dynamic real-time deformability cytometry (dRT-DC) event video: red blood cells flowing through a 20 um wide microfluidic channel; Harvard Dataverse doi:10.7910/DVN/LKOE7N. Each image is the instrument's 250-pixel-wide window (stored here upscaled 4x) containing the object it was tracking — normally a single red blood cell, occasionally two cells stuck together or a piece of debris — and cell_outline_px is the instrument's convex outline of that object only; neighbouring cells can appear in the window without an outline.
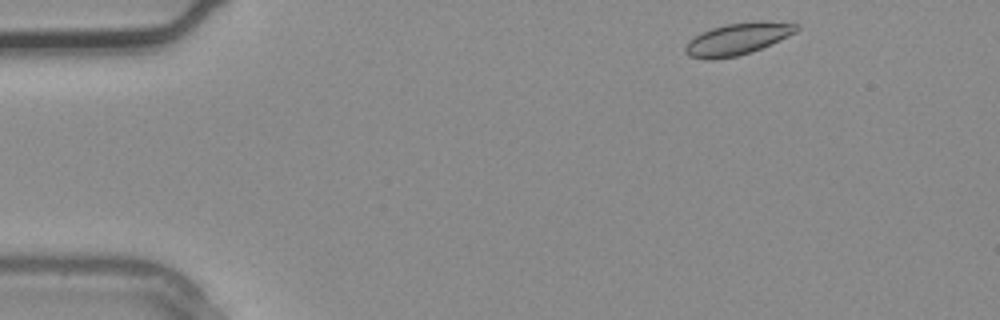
{"species": "common noctule bat (a hibernating species)", "species_latin": "Nyctalus noctula", "temperature_condition": "warm", "stored_images_in_passage": 2, "camera_frame_rate_fps": 3000, "um_per_image_px": 0.085, "animal": {"sex": "male", "body_mass_g": 20.4}, "frame": {"image": 1, "passage_image": 1, "time_ms": 0.0, "image_size_px": [1000, 320], "cell_outline_px": [[800, 28], [796, 32], [752, 52], [736, 56], [712, 60], [704, 60], [688, 56], [684, 52], [684, 48], [688, 40], [712, 28], [728, 24], [760, 20], [800, 24]], "centroid_in_image_um": [62.68, 3.32], "position_along_channel_um": 22.3, "area_um2": 20.63}}